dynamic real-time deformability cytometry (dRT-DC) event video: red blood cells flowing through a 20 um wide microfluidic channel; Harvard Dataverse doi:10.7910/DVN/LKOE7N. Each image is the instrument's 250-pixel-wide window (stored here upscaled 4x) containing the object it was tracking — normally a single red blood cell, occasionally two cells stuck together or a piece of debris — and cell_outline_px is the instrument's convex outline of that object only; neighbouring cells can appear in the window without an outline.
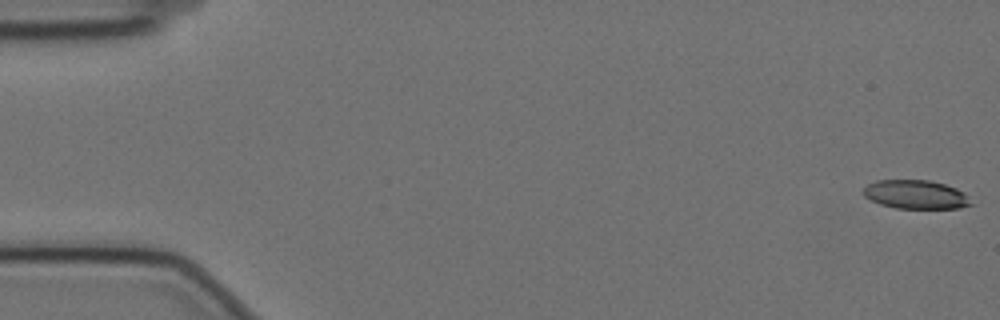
{"species": "Egyptian fruit bat (a non-hibernating species)", "species_latin": "Rousettus aegyptiacus", "temperature_condition": "cold", "stored_images_in_passage": 16, "camera_frame_rate_fps": 3000, "um_per_image_px": 0.085, "animal": {"sex": "female"}, "frame": {"image": 1, "passage_image": 1, "time_ms": 0.0, "image_size_px": [1000, 320], "cell_outline_px": [[972, 204], [960, 208], [896, 208], [880, 204], [864, 196], [860, 192], [868, 184], [876, 180], [928, 180], [944, 184], [956, 188], [964, 192]], "centroid_in_image_um": [77.8, 16.53], "position_along_channel_um": 7.2, "area_um2": 17.98}}
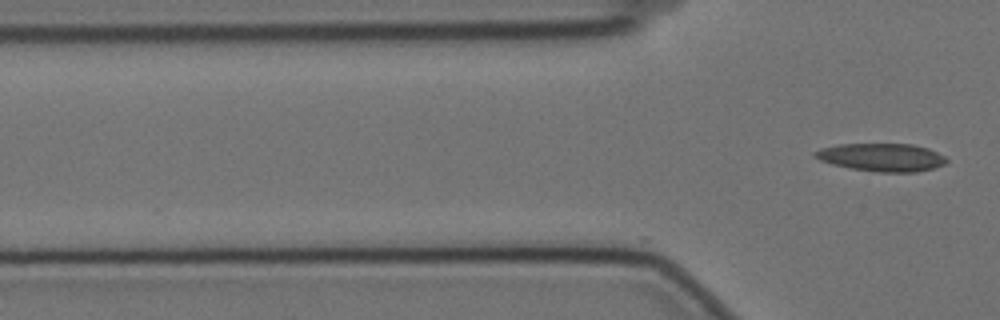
{"frame": {"image": 2, "passage_image": 16, "time_ms": 5.0, "image_size_px": [1000, 320], "cell_outline_px": [[948, 160], [944, 164], [932, 168], [916, 172], [876, 172], [852, 168], [832, 164], [820, 160], [812, 156], [812, 152], [820, 148], [840, 144], [912, 144], [928, 148], [944, 156]], "centroid_in_image_um": [74.91, 13.37], "position_along_channel_um": 50.9, "area_um2": 21.39}}